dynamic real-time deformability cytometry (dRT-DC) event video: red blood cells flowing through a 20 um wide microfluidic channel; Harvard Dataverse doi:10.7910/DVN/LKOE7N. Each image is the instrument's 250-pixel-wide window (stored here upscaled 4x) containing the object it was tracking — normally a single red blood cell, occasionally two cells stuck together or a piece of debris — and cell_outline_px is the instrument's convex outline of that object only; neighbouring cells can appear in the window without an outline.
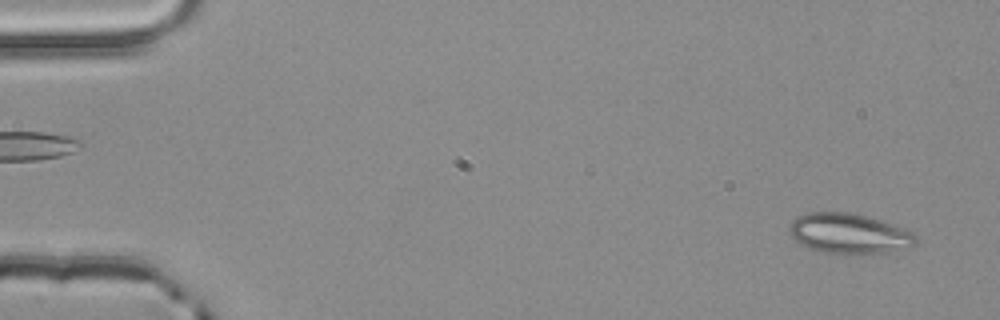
{"species": "common noctule bat (a hibernating species)", "species_latin": "Nyctalus noctula", "temperature_condition": "room temperature", "stored_images_in_passage": 4, "camera_frame_rate_fps": 3000, "um_per_image_px": 0.085, "animal": {"sex": "male", "body_mass_g": 20.4}, "frame": {"image": 1, "passage_image": 4, "time_ms": 1.0, "image_size_px": [1000, 320], "cell_outline_px": [[916, 244], [908, 248], [888, 252], [824, 252], [800, 244], [788, 232], [788, 228], [792, 220], [796, 216], [808, 212], [848, 212], [880, 220], [908, 228], [916, 236]], "centroid_in_image_um": [72.18, 19.82], "position_along_channel_um": 12.8, "area_um2": 29.25}}